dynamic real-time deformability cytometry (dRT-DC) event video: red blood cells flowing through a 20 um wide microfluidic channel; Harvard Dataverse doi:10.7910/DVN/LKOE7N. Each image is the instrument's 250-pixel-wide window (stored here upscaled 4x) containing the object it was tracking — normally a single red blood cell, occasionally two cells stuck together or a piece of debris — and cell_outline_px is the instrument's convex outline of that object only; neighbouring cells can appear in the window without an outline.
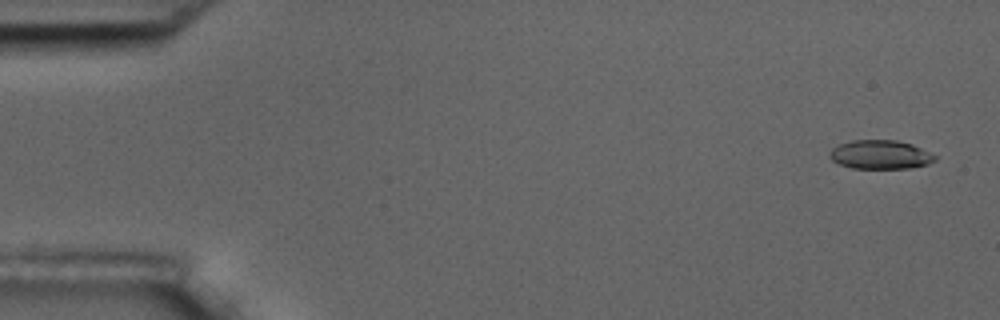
{"species": "common noctule bat (a hibernating species)", "species_latin": "Nyctalus noctula", "temperature_condition": "room temperature", "stored_images_in_passage": 5, "camera_frame_rate_fps": 3000, "um_per_image_px": 0.085, "animal": {"sex": "male", "body_mass_g": 17.5, "forearm_length_mm": 52.3}, "frame": {"image": 1, "passage_image": 1, "time_ms": 0.0, "image_size_px": [1000, 320], "cell_outline_px": [[936, 160], [928, 164], [908, 168], [852, 168], [840, 164], [832, 160], [828, 156], [828, 152], [832, 148], [840, 144], [852, 140], [896, 140], [912, 144], [936, 156]], "centroid_in_image_um": [74.8, 13.14], "position_along_channel_um": 10.2, "area_um2": 17.63}}
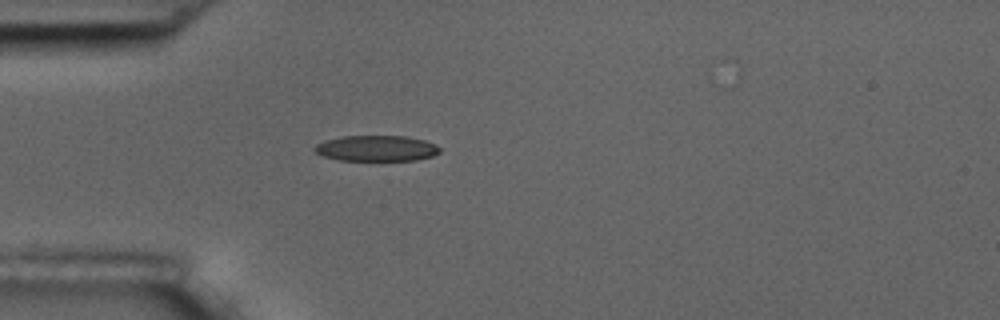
{"frame": {"image": 2, "passage_image": 5, "time_ms": 4.667, "image_size_px": [1000, 320], "cell_outline_px": [[440, 152], [432, 156], [416, 160], [340, 160], [324, 156], [316, 152], [312, 148], [316, 144], [324, 140], [340, 136], [404, 136], [424, 140], [436, 144], [440, 148]], "centroid_in_image_um": [31.99, 12.6], "position_along_channel_um": 53.0, "area_um2": 18.79}}